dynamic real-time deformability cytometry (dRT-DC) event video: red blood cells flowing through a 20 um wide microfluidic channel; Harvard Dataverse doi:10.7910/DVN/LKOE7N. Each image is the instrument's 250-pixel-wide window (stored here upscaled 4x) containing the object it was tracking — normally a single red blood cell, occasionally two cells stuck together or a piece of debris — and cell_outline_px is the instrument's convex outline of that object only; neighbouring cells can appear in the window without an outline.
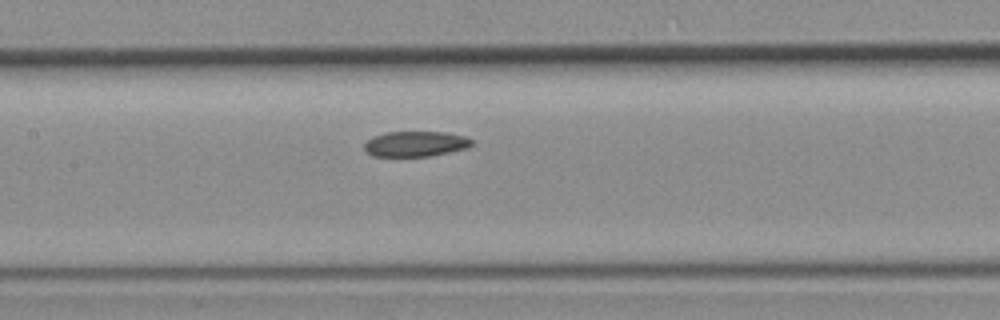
{"species": "common noctule bat (a hibernating species)", "species_latin": "Nyctalus noctula", "temperature_condition": "room temperature", "stored_images_in_passage": 8, "camera_frame_rate_fps": 3000, "um_per_image_px": 0.085, "animal": {"sex": "female", "body_mass_g": 19.3, "forearm_length_mm": 54.1}, "frame": {"image": 1, "passage_image": 8, "time_ms": 2.333, "image_size_px": [1000, 320], "cell_outline_px": [[472, 144], [468, 148], [428, 156], [372, 156], [364, 148], [364, 144], [372, 136], [384, 132], [444, 132], [464, 136], [472, 140]], "centroid_in_image_um": [35.29, 12.22], "position_along_channel_um": 172.1, "area_um2": 15.78}}